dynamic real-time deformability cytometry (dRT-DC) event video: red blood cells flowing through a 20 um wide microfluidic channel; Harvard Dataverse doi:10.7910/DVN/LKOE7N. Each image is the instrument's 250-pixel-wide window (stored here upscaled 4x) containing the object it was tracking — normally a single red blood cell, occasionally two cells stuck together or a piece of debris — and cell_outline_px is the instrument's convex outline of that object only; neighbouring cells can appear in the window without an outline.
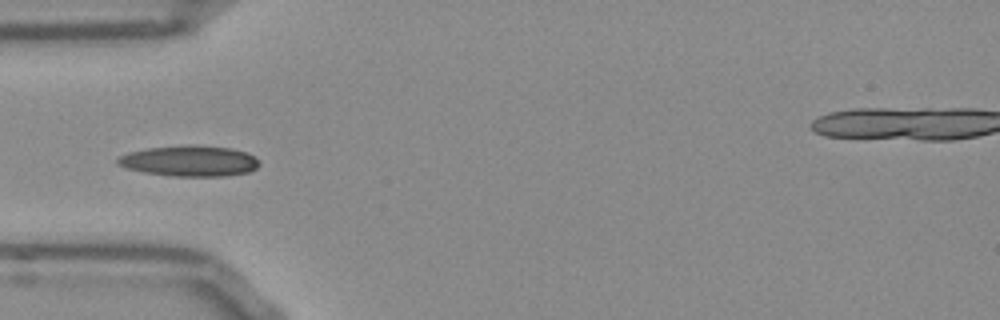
{"species": "Egyptian fruit bat (a non-hibernating species)", "species_latin": "Rousettus aegyptiacus", "temperature_condition": "room temperature", "stored_images_in_passage": 29, "camera_frame_rate_fps": 3000, "um_per_image_px": 0.085, "frame": {"image": 1, "passage_image": 5, "time_ms": 1.333, "image_size_px": [1000, 320], "cell_outline_px": [[260, 164], [256, 168], [248, 172], [224, 176], [168, 176], [144, 172], [128, 168], [116, 164], [116, 160], [120, 156], [128, 152], [148, 148], [232, 148], [248, 152], [256, 156], [260, 160]], "centroid_in_image_um": [16.15, 13.73], "position_along_channel_um": 68.9, "area_um2": 24.45}, "authors_computed_cell_mechanics": {"area_um2": 21.0392, "velocity_mm_per_s": 3.7527, "shape_relaxation_time_tau1_ms": null, "shape_relaxation_time_tau2_ms": 2.7852, "deformation_change_tau1": null, "deformation_change_tau2": 0.0769}}